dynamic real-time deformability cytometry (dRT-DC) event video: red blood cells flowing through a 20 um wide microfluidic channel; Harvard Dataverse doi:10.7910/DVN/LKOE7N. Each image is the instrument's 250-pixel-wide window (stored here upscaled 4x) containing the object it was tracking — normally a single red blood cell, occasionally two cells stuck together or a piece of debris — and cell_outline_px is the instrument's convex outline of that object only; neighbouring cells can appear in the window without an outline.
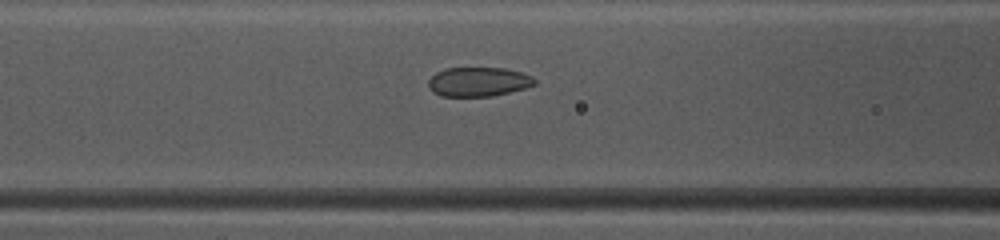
{"species": "common noctule bat (a hibernating species)", "species_latin": "Nyctalus noctula", "temperature_condition": "warm", "stored_images_in_passage": 49, "camera_frame_rate_fps": 3000, "um_per_image_px": 0.085, "animal": {"sex": "female", "body_mass_g": 10.0, "forearm_length_mm": 53.1}, "frame": {"image": 1, "passage_image": 21, "time_ms": 6.667, "image_size_px": [1000, 240], "cell_outline_px": [[536, 84], [524, 88], [492, 96], [440, 96], [432, 92], [428, 88], [428, 80], [436, 72], [444, 68], [504, 68], [520, 72], [532, 76], [536, 80]], "centroid_in_image_um": [40.62, 6.95], "position_along_channel_um": 126.0, "area_um2": 18.15}}
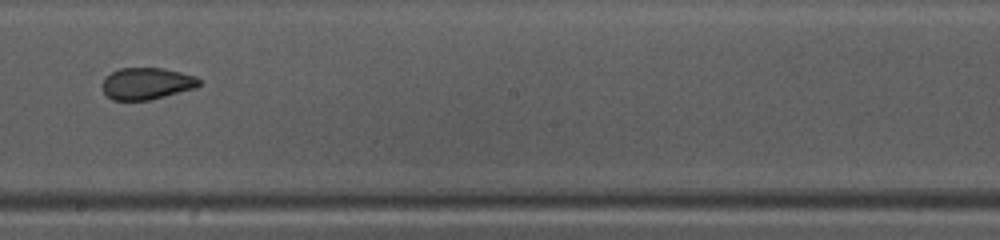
{"frame": {"image": 2, "passage_image": 29, "time_ms": 9.333, "image_size_px": [1000, 240], "cell_outline_px": [[200, 84], [196, 88], [148, 100], [112, 100], [104, 92], [100, 84], [104, 76], [120, 68], [164, 68], [196, 76], [200, 80]], "centroid_in_image_um": [12.44, 7.09], "position_along_channel_um": 235.8, "area_um2": 18.03}}
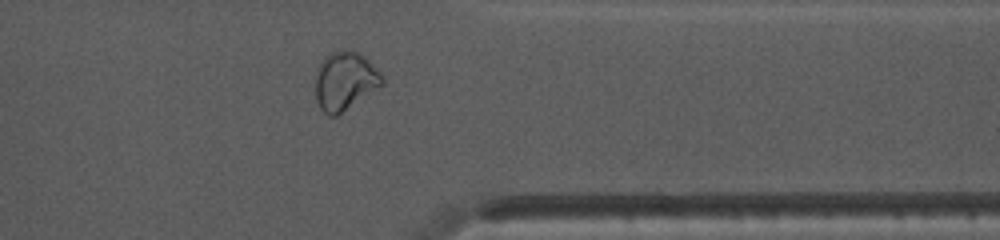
{"frame": {"image": 3, "passage_image": 40, "time_ms": 13.0, "image_size_px": [1000, 240], "cell_outline_px": [[384, 84], [336, 116], [328, 116], [320, 108], [316, 100], [316, 68], [320, 60], [324, 56], [332, 52], [344, 48], [352, 48], [364, 56], [384, 76]], "centroid_in_image_um": [29.31, 6.84], "position_along_channel_um": 382.1, "area_um2": 23.06}, "authors_computed_cell_mechanics": {"area_um2": 20.4612, "velocity_mm_per_s": 4.1101, "shape_relaxation_time_tau1_ms": 9.5506, "shape_relaxation_time_tau2_ms": 1.0608, "deformation_change_tau1": 0.1727, "deformation_change_tau2": 0.055}}